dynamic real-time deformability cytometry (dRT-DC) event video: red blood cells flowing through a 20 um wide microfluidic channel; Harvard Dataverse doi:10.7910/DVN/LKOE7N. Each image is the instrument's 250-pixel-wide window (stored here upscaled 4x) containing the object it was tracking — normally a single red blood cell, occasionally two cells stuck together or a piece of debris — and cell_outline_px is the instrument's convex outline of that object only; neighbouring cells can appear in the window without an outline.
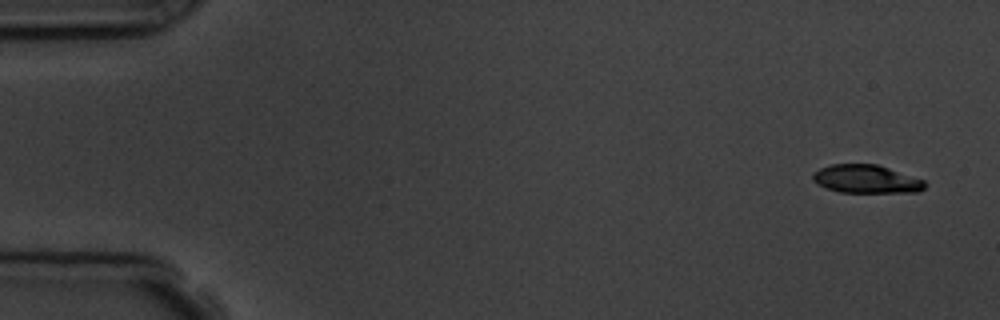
{"species": "common noctule bat (a hibernating species)", "species_latin": "Nyctalus noctula", "temperature_condition": "room temperature", "stored_images_in_passage": 4, "camera_frame_rate_fps": 3000, "um_per_image_px": 0.085, "animal": {"sex": "male", "body_mass_g": 19.5, "forearm_length_mm": 54.6}, "frame": {"image": 1, "passage_image": 1, "time_ms": 0.0, "image_size_px": [1000, 320], "cell_outline_px": [[924, 188], [920, 192], [840, 192], [816, 184], [812, 180], [812, 172], [820, 168], [832, 164], [876, 164], [924, 180]], "centroid_in_image_um": [73.58, 15.22], "position_along_channel_um": 11.4, "area_um2": 18.32}}
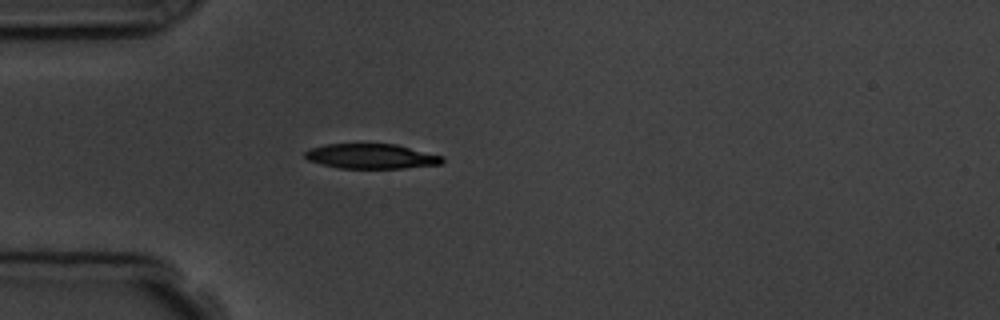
{"frame": {"image": 2, "passage_image": 4, "time_ms": 4.333, "image_size_px": [1000, 320], "cell_outline_px": [[444, 164], [404, 168], [340, 168], [320, 164], [308, 160], [304, 156], [304, 152], [308, 148], [324, 144], [396, 144], [444, 156]], "centroid_in_image_um": [31.56, 13.28], "position_along_channel_um": 53.4, "area_um2": 20.11}}